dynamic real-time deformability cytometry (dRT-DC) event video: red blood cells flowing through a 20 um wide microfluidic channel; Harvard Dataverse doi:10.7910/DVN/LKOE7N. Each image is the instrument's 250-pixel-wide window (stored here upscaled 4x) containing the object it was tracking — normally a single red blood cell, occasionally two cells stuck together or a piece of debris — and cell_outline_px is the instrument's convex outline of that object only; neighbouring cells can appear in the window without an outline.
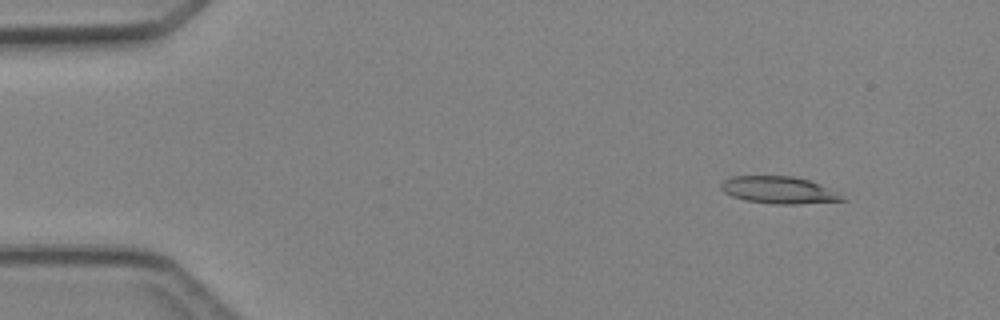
{"species": "Egyptian fruit bat (a non-hibernating species)", "species_latin": "Rousettus aegyptiacus", "temperature_condition": "cold", "stored_images_in_passage": 3, "camera_frame_rate_fps": 3000, "um_per_image_px": 0.085, "animal": {"sex": "female"}, "frame": {"image": 1, "passage_image": 1, "time_ms": 0.0, "image_size_px": [1000, 320], "cell_outline_px": [[848, 200], [796, 204], [776, 204], [744, 200], [732, 196], [724, 192], [720, 188], [720, 184], [724, 180], [732, 176], [792, 176], [808, 180], [836, 192]], "centroid_in_image_um": [66.14, 16.15], "position_along_channel_um": 18.9, "area_um2": 18.9}}